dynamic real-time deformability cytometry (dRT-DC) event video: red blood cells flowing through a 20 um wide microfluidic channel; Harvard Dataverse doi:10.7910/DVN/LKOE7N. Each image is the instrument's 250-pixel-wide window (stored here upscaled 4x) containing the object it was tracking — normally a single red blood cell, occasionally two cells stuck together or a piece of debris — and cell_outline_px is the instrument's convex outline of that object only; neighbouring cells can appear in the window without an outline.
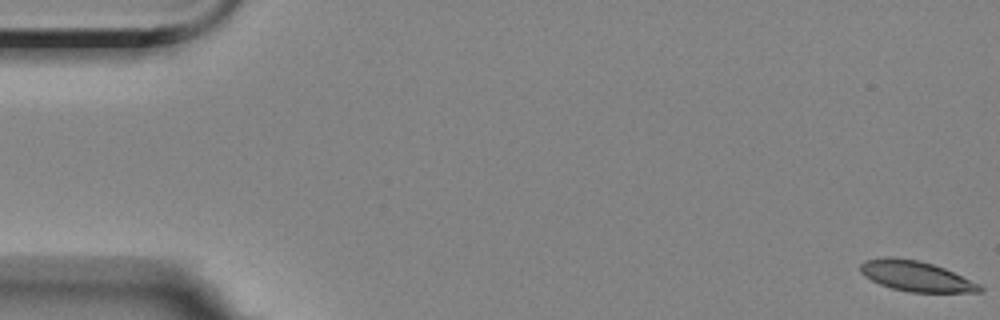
{"species": "Egyptian fruit bat (a non-hibernating species)", "species_latin": "Rousettus aegyptiacus", "temperature_condition": "room temperature", "stored_images_in_passage": 16, "camera_frame_rate_fps": 3000, "um_per_image_px": 0.085, "animal": {"sex": "female"}, "frame": {"image": 1, "passage_image": 1, "time_ms": 0.0, "image_size_px": [1000, 320], "cell_outline_px": [[984, 292], [908, 292], [892, 288], [880, 284], [864, 276], [860, 272], [860, 264], [864, 260], [884, 256], [916, 260], [932, 264], [944, 268], [980, 284], [984, 288]], "centroid_in_image_um": [77.85, 23.47], "position_along_channel_um": 7.2, "area_um2": 21.04}}
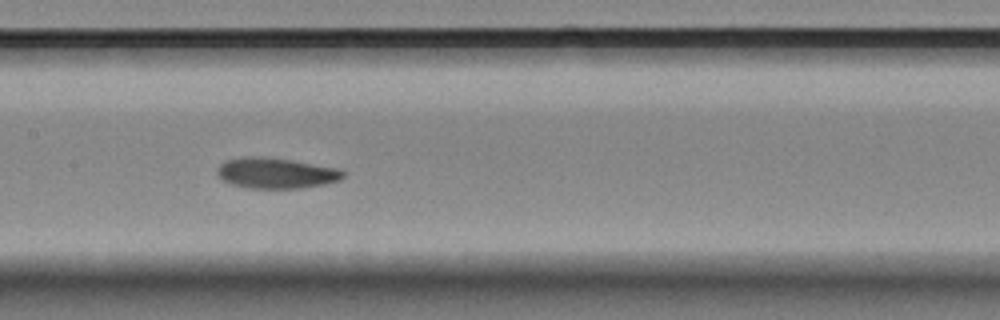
{"frame": {"image": 2, "passage_image": 8, "time_ms": 9.0, "image_size_px": [1000, 320], "cell_outline_px": [[344, 176], [340, 180], [324, 184], [300, 188], [248, 188], [232, 184], [224, 180], [216, 172], [216, 168], [224, 160], [244, 156], [264, 156], [292, 160], [340, 168], [344, 172]], "centroid_in_image_um": [23.45, 14.69], "position_along_channel_um": 183.9, "area_um2": 22.66}}
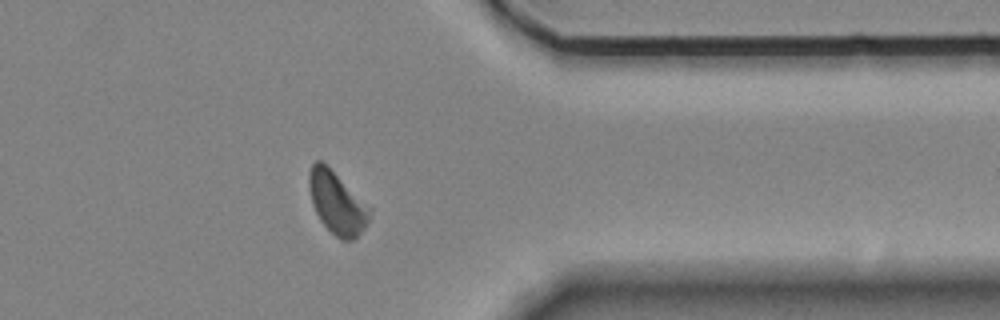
{"frame": {"image": 3, "passage_image": 13, "time_ms": 15.0, "image_size_px": [1000, 320], "cell_outline_px": [[372, 212], [368, 224], [352, 240], [340, 240], [320, 220], [312, 204], [308, 188], [308, 176], [312, 164], [316, 160], [320, 160], [372, 208]], "centroid_in_image_um": [28.65, 17.26], "position_along_channel_um": 382.8, "area_um2": 21.73}, "authors_computed_cell_mechanics": {"area_um2": 22.542, "velocity_mm_per_s": 3.5115, "shape_relaxation_time_tau1_ms": 3.8406, "shape_relaxation_time_tau2_ms": null, "deformation_change_tau1": 0.1013, "deformation_change_tau2": null}}